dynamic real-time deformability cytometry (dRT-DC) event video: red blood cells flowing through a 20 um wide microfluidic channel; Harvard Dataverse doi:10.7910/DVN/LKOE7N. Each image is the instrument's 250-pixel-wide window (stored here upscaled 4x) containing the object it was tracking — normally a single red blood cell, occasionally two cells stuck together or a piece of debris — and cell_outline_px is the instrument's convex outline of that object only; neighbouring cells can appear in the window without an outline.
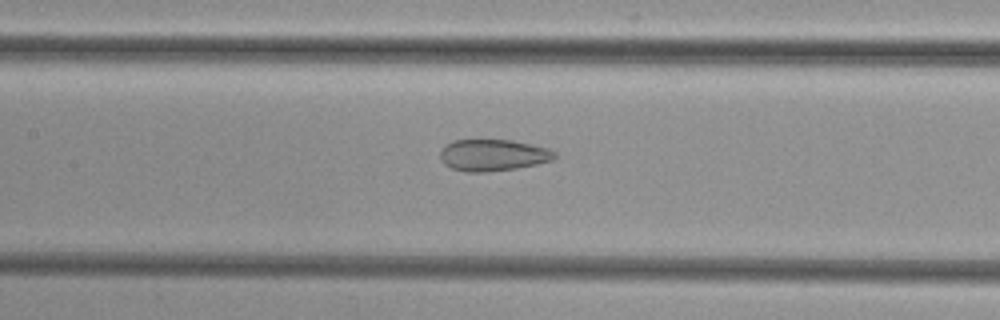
{"species": "common noctule bat (a hibernating species)", "species_latin": "Nyctalus noctula", "temperature_condition": "cold", "stored_images_in_passage": 52, "camera_frame_rate_fps": 3000, "um_per_image_px": 0.085, "animal": {"sex": "female", "body_mass_g": 29.2, "forearm_length_mm": 56.3}, "frame": {"image": 1, "passage_image": 25, "time_ms": 8.0, "image_size_px": [1000, 320], "cell_outline_px": [[556, 156], [552, 160], [536, 164], [516, 168], [488, 172], [468, 172], [452, 168], [444, 164], [440, 160], [440, 152], [452, 140], [512, 140], [532, 144], [548, 148], [556, 152]], "centroid_in_image_um": [41.91, 13.18], "position_along_channel_um": 165.5, "area_um2": 21.04}}
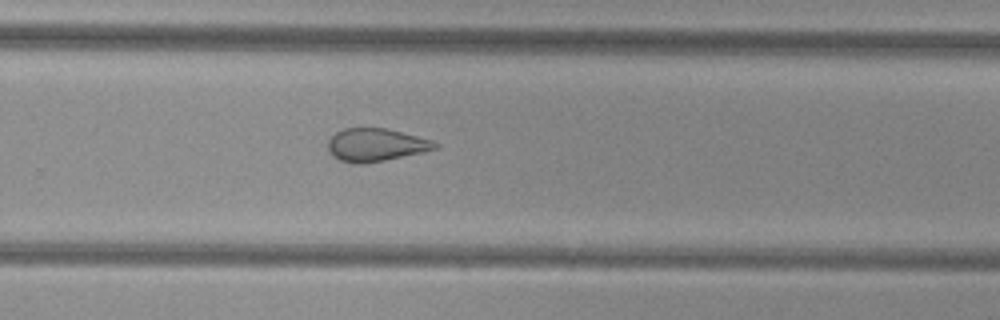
{"frame": {"image": 2, "passage_image": 35, "time_ms": 11.333, "image_size_px": [1000, 320], "cell_outline_px": [[440, 144], [436, 148], [420, 152], [384, 160], [364, 164], [356, 164], [340, 160], [332, 156], [328, 152], [328, 140], [336, 132], [344, 128], [384, 128], [432, 140]], "centroid_in_image_um": [31.89, 12.32], "position_along_channel_um": 297.9, "area_um2": 20.29}}
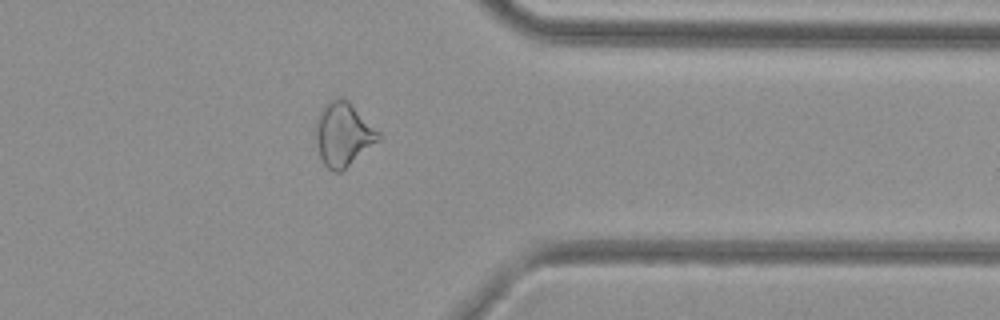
{"frame": {"image": 3, "passage_image": 42, "time_ms": 13.667, "image_size_px": [1000, 320], "cell_outline_px": [[384, 136], [380, 140], [340, 172], [332, 172], [324, 164], [320, 156], [316, 140], [316, 116], [324, 104], [328, 100], [340, 96], [348, 100]], "centroid_in_image_um": [29.18, 11.38], "position_along_channel_um": 382.2, "area_um2": 23.47}}